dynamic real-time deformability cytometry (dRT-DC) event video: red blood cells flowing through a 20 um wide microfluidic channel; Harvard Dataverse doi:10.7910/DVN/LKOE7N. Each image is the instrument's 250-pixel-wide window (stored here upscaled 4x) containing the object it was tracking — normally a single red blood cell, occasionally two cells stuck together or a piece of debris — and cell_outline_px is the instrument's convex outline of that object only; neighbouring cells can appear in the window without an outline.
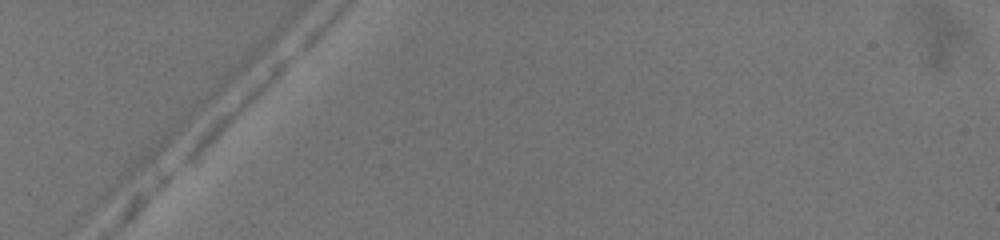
{"species": "common noctule bat (a hibernating species)", "species_latin": "Nyctalus noctula", "temperature_condition": "warm", "stored_images_in_passage": 2, "camera_frame_rate_fps": 3000, "um_per_image_px": 0.085, "animal": {"sex": "female", "body_mass_g": 19.5, "forearm_length_mm": 54.1}, "frame": {"image": 1, "passage_image": 1, "time_ms": 0.0, "image_size_px": [1000, 240], "cell_outline_px": [[292, 56], [288, 64], [284, 68], [196, 152], [184, 160], [180, 160], [184, 152], [196, 136], [216, 116], [276, 60], [292, 52]], "centroid_in_image_um": [20.1, 8.97], "position_along_channel_um": 64.9, "area_um2": 11.91}}